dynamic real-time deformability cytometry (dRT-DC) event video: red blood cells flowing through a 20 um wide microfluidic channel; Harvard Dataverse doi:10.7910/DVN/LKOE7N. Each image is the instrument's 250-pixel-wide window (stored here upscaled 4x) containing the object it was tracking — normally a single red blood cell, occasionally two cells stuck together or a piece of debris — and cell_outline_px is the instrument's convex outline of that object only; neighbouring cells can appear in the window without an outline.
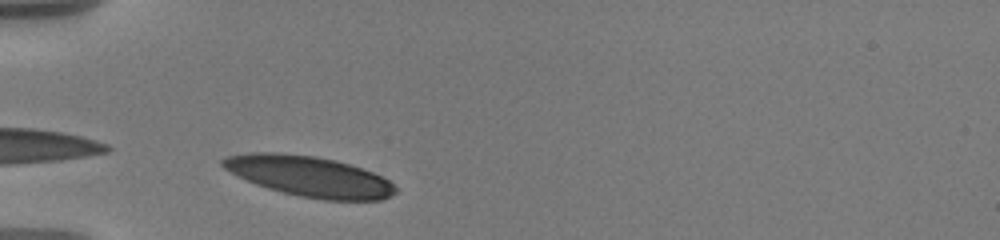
{"species": "human", "species_latin": "Homo sapiens", "temperature_condition": "warm", "stored_images_in_passage": 11, "camera_frame_rate_fps": 3000, "um_per_image_px": 0.085, "donor": {"sex": "male"}, "frame": {"image": 1, "passage_image": 2, "time_ms": 0.667, "image_size_px": [1000, 240], "cell_outline_px": [[396, 192], [380, 200], [324, 200], [300, 196], [268, 188], [256, 184], [224, 168], [220, 164], [220, 160], [224, 156], [252, 152], [272, 152], [316, 156], [336, 160], [372, 172], [388, 180], [396, 188]], "centroid_in_image_um": [26.26, 14.98], "position_along_channel_um": 58.7, "area_um2": 40.29}}
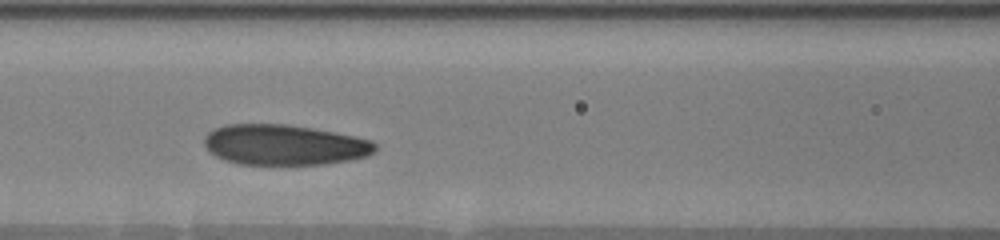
{"frame": {"image": 2, "passage_image": 8, "time_ms": 3.333, "image_size_px": [1000, 240], "cell_outline_px": [[376, 148], [368, 156], [348, 160], [324, 164], [240, 164], [224, 160], [208, 152], [204, 144], [204, 136], [208, 132], [224, 124], [284, 124], [312, 128], [372, 140], [376, 144]], "centroid_in_image_um": [24.12, 12.31], "position_along_channel_um": 142.5, "area_um2": 40.17}}
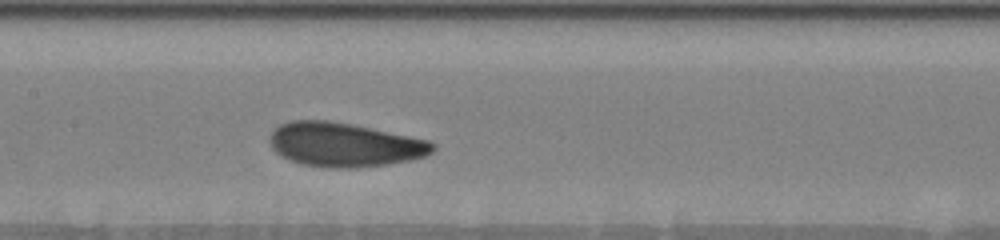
{"frame": {"image": 3, "passage_image": 11, "time_ms": 4.333, "image_size_px": [1000, 240], "cell_outline_px": [[436, 148], [432, 152], [424, 156], [412, 160], [388, 164], [356, 168], [332, 168], [300, 164], [276, 152], [272, 148], [272, 132], [280, 124], [292, 120], [328, 120], [428, 140], [436, 144]], "centroid_in_image_um": [29.3, 12.31], "position_along_channel_um": 178.1, "area_um2": 41.33}}